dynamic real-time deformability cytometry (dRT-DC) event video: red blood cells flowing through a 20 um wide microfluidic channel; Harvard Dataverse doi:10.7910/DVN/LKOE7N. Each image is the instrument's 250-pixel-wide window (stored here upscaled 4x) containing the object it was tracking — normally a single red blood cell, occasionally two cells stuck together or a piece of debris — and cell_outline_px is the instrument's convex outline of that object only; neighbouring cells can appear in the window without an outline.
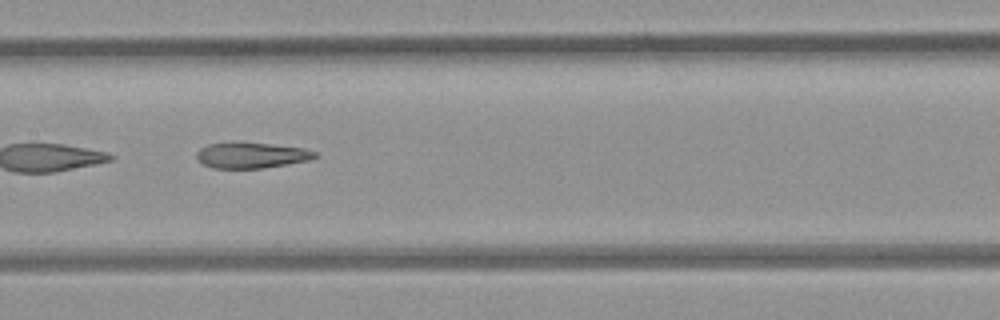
{"species": "common noctule bat (a hibernating species)", "species_latin": "Nyctalus noctula", "temperature_condition": "room temperature", "stored_images_in_passage": 17, "camera_frame_rate_fps": 3000, "um_per_image_px": 0.085, "animal": {"sex": "female", "body_mass_g": 21.9}, "frame": {"image": 1, "passage_image": 10, "time_ms": 3.0, "image_size_px": [1000, 320], "cell_outline_px": [[320, 156], [308, 160], [288, 164], [260, 168], [212, 168], [196, 160], [196, 152], [200, 148], [208, 144], [232, 140], [236, 140], [304, 148], [316, 152]], "centroid_in_image_um": [21.32, 13.16], "position_along_channel_um": 186.1, "area_um2": 18.26}}